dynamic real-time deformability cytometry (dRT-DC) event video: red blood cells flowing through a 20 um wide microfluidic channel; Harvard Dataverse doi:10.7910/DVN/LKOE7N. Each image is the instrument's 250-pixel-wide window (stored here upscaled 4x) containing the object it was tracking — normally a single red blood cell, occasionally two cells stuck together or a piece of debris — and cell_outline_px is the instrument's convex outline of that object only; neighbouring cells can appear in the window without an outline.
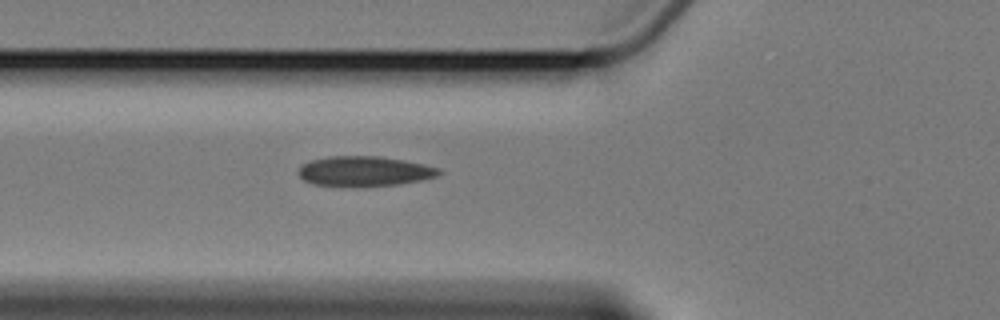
{"species": "Egyptian fruit bat (a non-hibernating species)", "species_latin": "Rousettus aegyptiacus", "temperature_condition": "cold", "stored_images_in_passage": 4, "camera_frame_rate_fps": 3000, "um_per_image_px": 0.085, "animal": {"sex": "female"}, "frame": {"image": 1, "passage_image": 4, "time_ms": 4.333, "image_size_px": [1000, 320], "cell_outline_px": [[444, 172], [436, 176], [420, 180], [400, 184], [312, 184], [304, 180], [300, 176], [300, 168], [308, 160], [328, 156], [380, 156], [404, 160], [424, 164], [440, 168]], "centroid_in_image_um": [31.02, 14.51], "position_along_channel_um": 94.8, "area_um2": 23.76}}